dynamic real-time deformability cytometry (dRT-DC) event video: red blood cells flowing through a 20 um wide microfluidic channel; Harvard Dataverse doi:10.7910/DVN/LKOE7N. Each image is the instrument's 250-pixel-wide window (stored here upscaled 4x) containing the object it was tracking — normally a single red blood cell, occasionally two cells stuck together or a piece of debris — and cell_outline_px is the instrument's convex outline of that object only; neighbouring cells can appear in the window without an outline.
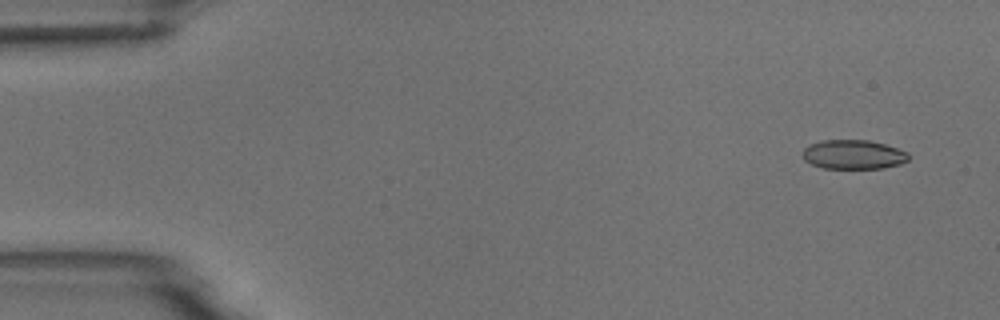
{"species": "common noctule bat (a hibernating species)", "species_latin": "Nyctalus noctula", "temperature_condition": "room temperature", "stored_images_in_passage": 5, "camera_frame_rate_fps": 3000, "um_per_image_px": 0.085, "animal": {"sex": "male", "body_mass_g": 18.8}, "frame": {"image": 1, "passage_image": 1, "time_ms": 0.0, "image_size_px": [1000, 320], "cell_outline_px": [[908, 160], [900, 164], [884, 168], [824, 168], [812, 164], [804, 160], [804, 148], [812, 144], [824, 140], [868, 140], [884, 144], [908, 152]], "centroid_in_image_um": [72.56, 13.14], "position_along_channel_um": 12.4, "area_um2": 17.8}}
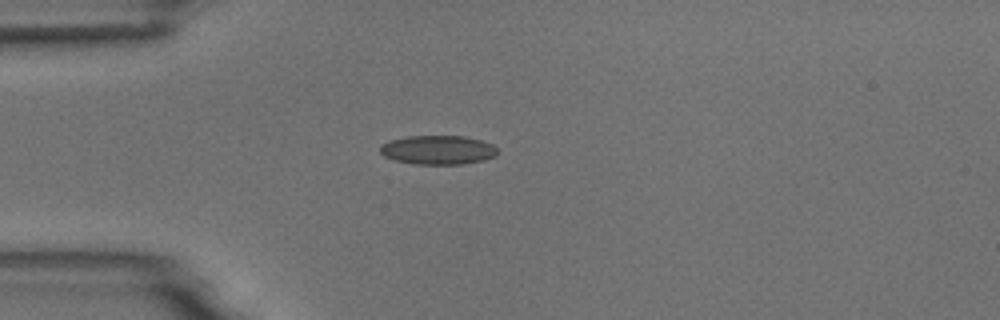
{"frame": {"image": 2, "passage_image": 4, "time_ms": 3.667, "image_size_px": [1000, 320], "cell_outline_px": [[500, 152], [496, 156], [484, 160], [464, 164], [412, 164], [396, 160], [384, 156], [380, 152], [380, 144], [392, 140], [408, 136], [464, 136], [480, 140], [492, 144]], "centroid_in_image_um": [37.25, 12.75], "position_along_channel_um": 47.7, "area_um2": 19.94}}